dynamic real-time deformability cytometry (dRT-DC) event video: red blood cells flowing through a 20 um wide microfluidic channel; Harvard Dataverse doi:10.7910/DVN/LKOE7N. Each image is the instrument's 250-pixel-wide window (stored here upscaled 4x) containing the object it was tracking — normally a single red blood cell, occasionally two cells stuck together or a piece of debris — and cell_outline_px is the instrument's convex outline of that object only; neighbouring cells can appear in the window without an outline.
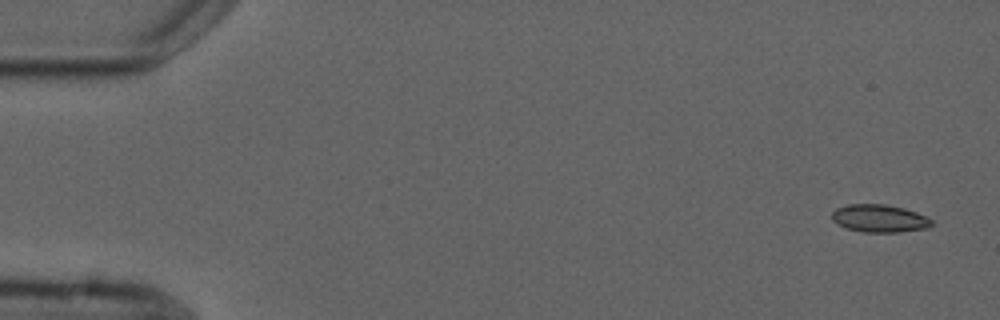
{"species": "common noctule bat (a hibernating species)", "species_latin": "Nyctalus noctula", "temperature_condition": "cold", "stored_images_in_passage": 6, "segment_of_instrument_passage": [1, 2], "camera_frame_rate_fps": 3000, "um_per_image_px": 0.085, "animal": {"sex": "male", "forearm_length_mm": 52.5}, "frame": {"image": 1, "passage_image": 1, "time_ms": 0.0, "image_size_px": [1000, 320], "cell_outline_px": [[932, 224], [928, 228], [900, 232], [864, 232], [848, 228], [836, 224], [832, 220], [832, 212], [836, 208], [848, 204], [884, 204], [904, 208], [916, 212], [932, 220]], "centroid_in_image_um": [74.73, 18.56], "position_along_channel_um": 10.3, "area_um2": 16.07}}
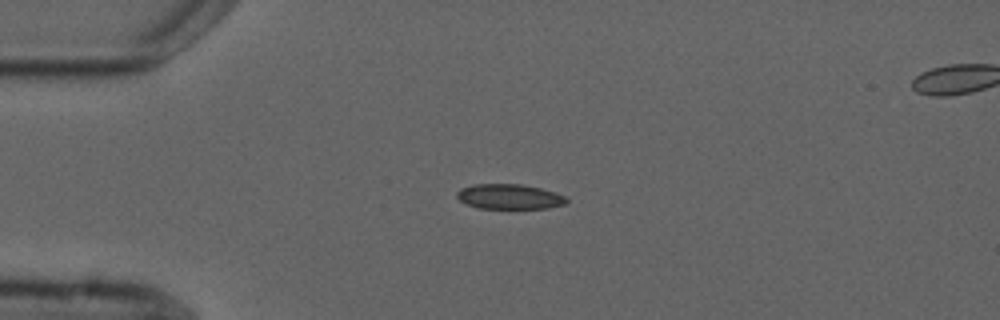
{"frame": {"image": 2, "passage_image": 4, "time_ms": 3.667, "image_size_px": [1000, 320], "cell_outline_px": [[568, 200], [564, 204], [548, 208], [480, 208], [468, 204], [460, 200], [456, 196], [456, 192], [460, 188], [472, 184], [520, 184], [540, 188], [556, 192], [564, 196]], "centroid_in_image_um": [43.28, 16.7], "position_along_channel_um": 41.7, "area_um2": 15.9}}